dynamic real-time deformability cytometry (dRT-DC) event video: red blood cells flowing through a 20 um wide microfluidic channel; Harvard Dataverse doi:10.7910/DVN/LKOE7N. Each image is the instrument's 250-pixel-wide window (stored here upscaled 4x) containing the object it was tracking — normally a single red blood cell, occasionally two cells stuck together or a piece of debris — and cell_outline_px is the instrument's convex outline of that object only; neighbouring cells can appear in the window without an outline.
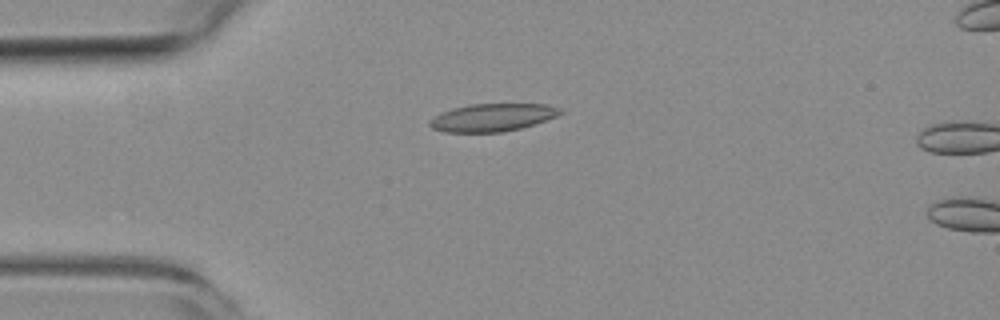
{"species": "common noctule bat (a hibernating species)", "species_latin": "Nyctalus noctula", "temperature_condition": "room temperature", "stored_images_in_passage": 2, "camera_frame_rate_fps": 3000, "um_per_image_px": 0.085, "animal": {"sex": "female", "body_mass_g": 19.3, "forearm_length_mm": 54.1}, "frame": {"image": 1, "passage_image": 1, "time_ms": 0.0, "image_size_px": [1000, 320], "cell_outline_px": [[564, 112], [556, 116], [536, 124], [504, 132], [444, 132], [432, 128], [428, 124], [428, 120], [432, 116], [440, 112], [452, 108], [468, 104], [548, 104], [564, 108]], "centroid_in_image_um": [41.85, 9.98], "position_along_channel_um": 43.1, "area_um2": 21.5}}